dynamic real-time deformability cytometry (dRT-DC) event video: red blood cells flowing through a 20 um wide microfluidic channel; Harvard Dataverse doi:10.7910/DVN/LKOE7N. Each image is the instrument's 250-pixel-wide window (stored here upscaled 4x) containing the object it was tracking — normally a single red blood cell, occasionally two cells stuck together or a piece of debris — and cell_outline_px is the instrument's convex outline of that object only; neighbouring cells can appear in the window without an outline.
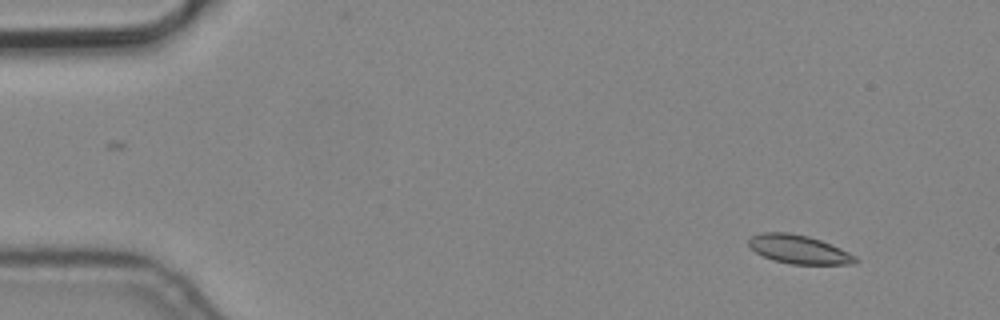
{"species": "common noctule bat (a hibernating species)", "species_latin": "Nyctalus noctula", "temperature_condition": "cold", "stored_images_in_passage": 4, "camera_frame_rate_fps": 3000, "um_per_image_px": 0.085, "animal": {"sex": "male", "body_mass_g": 19.2, "forearm_length_mm": 51.8}, "frame": {"image": 1, "passage_image": 1, "time_ms": 0.0, "image_size_px": [1000, 320], "cell_outline_px": [[860, 260], [852, 264], [792, 264], [776, 260], [764, 256], [756, 252], [748, 244], [748, 240], [752, 236], [760, 232], [788, 232], [808, 236], [820, 240], [840, 248], [856, 256]], "centroid_in_image_um": [67.91, 21.19], "position_along_channel_um": 17.1, "area_um2": 17.63}}
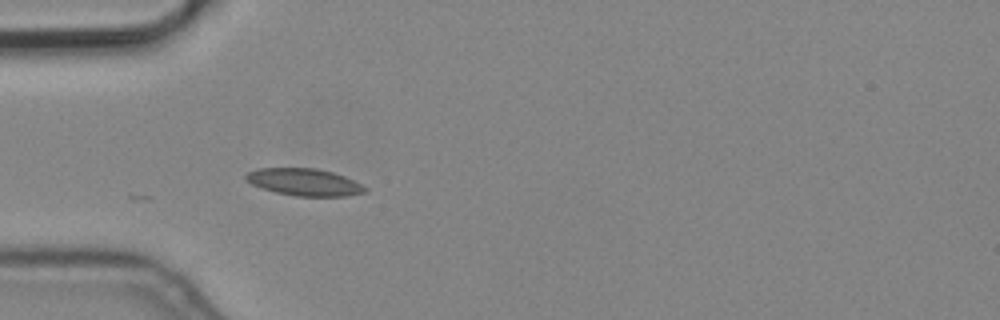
{"frame": {"image": 2, "passage_image": 4, "time_ms": 1.0, "image_size_px": [1000, 320], "cell_outline_px": [[368, 192], [348, 196], [296, 196], [276, 192], [252, 184], [244, 180], [244, 176], [248, 172], [256, 168], [316, 168], [332, 172], [344, 176], [368, 188]], "centroid_in_image_um": [25.87, 15.48], "position_along_channel_um": 59.1, "area_um2": 18.84}}